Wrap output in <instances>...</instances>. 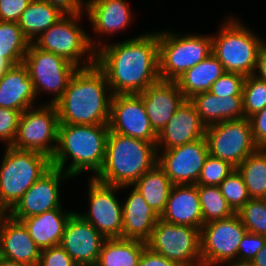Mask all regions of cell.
<instances>
[{"mask_svg": "<svg viewBox=\"0 0 266 266\" xmlns=\"http://www.w3.org/2000/svg\"><path fill=\"white\" fill-rule=\"evenodd\" d=\"M95 64L104 72L112 94H140L160 80L158 34L100 48Z\"/></svg>", "mask_w": 266, "mask_h": 266, "instance_id": "6da1fadb", "label": "cell"}, {"mask_svg": "<svg viewBox=\"0 0 266 266\" xmlns=\"http://www.w3.org/2000/svg\"><path fill=\"white\" fill-rule=\"evenodd\" d=\"M95 56L74 73L62 97L55 103L59 123L109 124L112 94L105 98L104 86L105 83L108 86V82L104 72L95 64Z\"/></svg>", "mask_w": 266, "mask_h": 266, "instance_id": "7a4b0ae2", "label": "cell"}, {"mask_svg": "<svg viewBox=\"0 0 266 266\" xmlns=\"http://www.w3.org/2000/svg\"><path fill=\"white\" fill-rule=\"evenodd\" d=\"M156 147L157 145L152 142L110 131L105 161L95 179L120 187L133 185L157 164Z\"/></svg>", "mask_w": 266, "mask_h": 266, "instance_id": "3957f363", "label": "cell"}, {"mask_svg": "<svg viewBox=\"0 0 266 266\" xmlns=\"http://www.w3.org/2000/svg\"><path fill=\"white\" fill-rule=\"evenodd\" d=\"M109 132V124L59 123L58 144L60 146L57 145L51 158L52 166L63 171L67 156L71 155L73 162L67 174L73 176L87 169L94 170L98 174L105 161Z\"/></svg>", "mask_w": 266, "mask_h": 266, "instance_id": "277c9868", "label": "cell"}, {"mask_svg": "<svg viewBox=\"0 0 266 266\" xmlns=\"http://www.w3.org/2000/svg\"><path fill=\"white\" fill-rule=\"evenodd\" d=\"M7 147L0 170V216L6 209L12 210L23 194L52 167L51 158L43 153Z\"/></svg>", "mask_w": 266, "mask_h": 266, "instance_id": "5b68a950", "label": "cell"}, {"mask_svg": "<svg viewBox=\"0 0 266 266\" xmlns=\"http://www.w3.org/2000/svg\"><path fill=\"white\" fill-rule=\"evenodd\" d=\"M212 53V37L158 34L160 80L176 81L182 74Z\"/></svg>", "mask_w": 266, "mask_h": 266, "instance_id": "8992f818", "label": "cell"}, {"mask_svg": "<svg viewBox=\"0 0 266 266\" xmlns=\"http://www.w3.org/2000/svg\"><path fill=\"white\" fill-rule=\"evenodd\" d=\"M234 21L225 24L219 36L212 38V53L226 72L254 75L258 52L263 45L259 38Z\"/></svg>", "mask_w": 266, "mask_h": 266, "instance_id": "52a82bcc", "label": "cell"}, {"mask_svg": "<svg viewBox=\"0 0 266 266\" xmlns=\"http://www.w3.org/2000/svg\"><path fill=\"white\" fill-rule=\"evenodd\" d=\"M205 138L209 155L227 161L235 168L259 149L247 117L207 126Z\"/></svg>", "mask_w": 266, "mask_h": 266, "instance_id": "ba28073f", "label": "cell"}, {"mask_svg": "<svg viewBox=\"0 0 266 266\" xmlns=\"http://www.w3.org/2000/svg\"><path fill=\"white\" fill-rule=\"evenodd\" d=\"M146 243L153 252L180 266H193L194 258L199 261L197 265L202 266L200 229L176 225L160 218Z\"/></svg>", "mask_w": 266, "mask_h": 266, "instance_id": "9c48e42d", "label": "cell"}, {"mask_svg": "<svg viewBox=\"0 0 266 266\" xmlns=\"http://www.w3.org/2000/svg\"><path fill=\"white\" fill-rule=\"evenodd\" d=\"M29 71L35 94L42 86L45 90L55 92V104L65 92L70 79L77 71V66L64 57L47 52L30 43L23 62Z\"/></svg>", "mask_w": 266, "mask_h": 266, "instance_id": "30bf717a", "label": "cell"}, {"mask_svg": "<svg viewBox=\"0 0 266 266\" xmlns=\"http://www.w3.org/2000/svg\"><path fill=\"white\" fill-rule=\"evenodd\" d=\"M59 118L55 104L44 109L24 110L19 120L16 138L11 145L20 150L36 151L52 158L57 145L48 146L50 141L58 142Z\"/></svg>", "mask_w": 266, "mask_h": 266, "instance_id": "8fae6325", "label": "cell"}, {"mask_svg": "<svg viewBox=\"0 0 266 266\" xmlns=\"http://www.w3.org/2000/svg\"><path fill=\"white\" fill-rule=\"evenodd\" d=\"M246 232L237 213L225 219L204 223L200 230L202 266L236 257Z\"/></svg>", "mask_w": 266, "mask_h": 266, "instance_id": "7c38bea8", "label": "cell"}, {"mask_svg": "<svg viewBox=\"0 0 266 266\" xmlns=\"http://www.w3.org/2000/svg\"><path fill=\"white\" fill-rule=\"evenodd\" d=\"M109 130L157 145V134L150 125L140 94L112 95Z\"/></svg>", "mask_w": 266, "mask_h": 266, "instance_id": "4fadbf2b", "label": "cell"}, {"mask_svg": "<svg viewBox=\"0 0 266 266\" xmlns=\"http://www.w3.org/2000/svg\"><path fill=\"white\" fill-rule=\"evenodd\" d=\"M208 155V145L204 137L165 150L157 164L165 171L173 185H188L192 182L196 184Z\"/></svg>", "mask_w": 266, "mask_h": 266, "instance_id": "5bb4252c", "label": "cell"}, {"mask_svg": "<svg viewBox=\"0 0 266 266\" xmlns=\"http://www.w3.org/2000/svg\"><path fill=\"white\" fill-rule=\"evenodd\" d=\"M119 188L93 178L89 190L91 210L88 215H81L106 239L122 238L123 207L114 196Z\"/></svg>", "mask_w": 266, "mask_h": 266, "instance_id": "9a60e30c", "label": "cell"}, {"mask_svg": "<svg viewBox=\"0 0 266 266\" xmlns=\"http://www.w3.org/2000/svg\"><path fill=\"white\" fill-rule=\"evenodd\" d=\"M69 16L70 18L63 16L42 32L34 45L41 50L62 56L77 66L81 54L90 50L93 42L73 22V19L79 18L80 14H70Z\"/></svg>", "mask_w": 266, "mask_h": 266, "instance_id": "2e32d148", "label": "cell"}, {"mask_svg": "<svg viewBox=\"0 0 266 266\" xmlns=\"http://www.w3.org/2000/svg\"><path fill=\"white\" fill-rule=\"evenodd\" d=\"M105 239L81 215L72 212L60 245L78 266H95Z\"/></svg>", "mask_w": 266, "mask_h": 266, "instance_id": "e0dca14e", "label": "cell"}, {"mask_svg": "<svg viewBox=\"0 0 266 266\" xmlns=\"http://www.w3.org/2000/svg\"><path fill=\"white\" fill-rule=\"evenodd\" d=\"M51 167L22 196L9 215L18 221L59 207L58 183L60 177L70 176ZM62 175V176H61Z\"/></svg>", "mask_w": 266, "mask_h": 266, "instance_id": "ac0fdd59", "label": "cell"}, {"mask_svg": "<svg viewBox=\"0 0 266 266\" xmlns=\"http://www.w3.org/2000/svg\"><path fill=\"white\" fill-rule=\"evenodd\" d=\"M150 125L159 134L185 100L176 81L159 80L140 93Z\"/></svg>", "mask_w": 266, "mask_h": 266, "instance_id": "d6986e66", "label": "cell"}, {"mask_svg": "<svg viewBox=\"0 0 266 266\" xmlns=\"http://www.w3.org/2000/svg\"><path fill=\"white\" fill-rule=\"evenodd\" d=\"M0 216V257L37 266L41 249L31 238L27 228L21 221ZM3 219V220H2Z\"/></svg>", "mask_w": 266, "mask_h": 266, "instance_id": "ffe728a7", "label": "cell"}, {"mask_svg": "<svg viewBox=\"0 0 266 266\" xmlns=\"http://www.w3.org/2000/svg\"><path fill=\"white\" fill-rule=\"evenodd\" d=\"M206 128L193 103L185 99L161 132L157 134V144L163 140L166 150L185 145L204 138Z\"/></svg>", "mask_w": 266, "mask_h": 266, "instance_id": "44dd1931", "label": "cell"}, {"mask_svg": "<svg viewBox=\"0 0 266 266\" xmlns=\"http://www.w3.org/2000/svg\"><path fill=\"white\" fill-rule=\"evenodd\" d=\"M160 218L169 223L201 230L204 223L197 185H173Z\"/></svg>", "mask_w": 266, "mask_h": 266, "instance_id": "7402d4cb", "label": "cell"}, {"mask_svg": "<svg viewBox=\"0 0 266 266\" xmlns=\"http://www.w3.org/2000/svg\"><path fill=\"white\" fill-rule=\"evenodd\" d=\"M122 207V238L147 242L160 215L147 204L135 188Z\"/></svg>", "mask_w": 266, "mask_h": 266, "instance_id": "603a6c76", "label": "cell"}, {"mask_svg": "<svg viewBox=\"0 0 266 266\" xmlns=\"http://www.w3.org/2000/svg\"><path fill=\"white\" fill-rule=\"evenodd\" d=\"M36 96L28 68L24 63L13 65L0 78V107L23 112Z\"/></svg>", "mask_w": 266, "mask_h": 266, "instance_id": "cb8c5ba5", "label": "cell"}, {"mask_svg": "<svg viewBox=\"0 0 266 266\" xmlns=\"http://www.w3.org/2000/svg\"><path fill=\"white\" fill-rule=\"evenodd\" d=\"M189 100L206 126L244 118L242 96L218 97L206 91L194 95Z\"/></svg>", "mask_w": 266, "mask_h": 266, "instance_id": "d4e9b609", "label": "cell"}, {"mask_svg": "<svg viewBox=\"0 0 266 266\" xmlns=\"http://www.w3.org/2000/svg\"><path fill=\"white\" fill-rule=\"evenodd\" d=\"M60 208L22 219L31 238L42 250L60 245L66 223L72 213L63 214Z\"/></svg>", "mask_w": 266, "mask_h": 266, "instance_id": "484cf974", "label": "cell"}, {"mask_svg": "<svg viewBox=\"0 0 266 266\" xmlns=\"http://www.w3.org/2000/svg\"><path fill=\"white\" fill-rule=\"evenodd\" d=\"M226 71L218 58L211 53L197 65L186 70L176 82L185 99L209 91L211 85Z\"/></svg>", "mask_w": 266, "mask_h": 266, "instance_id": "4316f807", "label": "cell"}, {"mask_svg": "<svg viewBox=\"0 0 266 266\" xmlns=\"http://www.w3.org/2000/svg\"><path fill=\"white\" fill-rule=\"evenodd\" d=\"M86 6L95 31L110 33L129 23L130 13L123 0H92Z\"/></svg>", "mask_w": 266, "mask_h": 266, "instance_id": "83f0119b", "label": "cell"}, {"mask_svg": "<svg viewBox=\"0 0 266 266\" xmlns=\"http://www.w3.org/2000/svg\"><path fill=\"white\" fill-rule=\"evenodd\" d=\"M146 242L134 239H105L95 266H138Z\"/></svg>", "mask_w": 266, "mask_h": 266, "instance_id": "f1b7e54d", "label": "cell"}, {"mask_svg": "<svg viewBox=\"0 0 266 266\" xmlns=\"http://www.w3.org/2000/svg\"><path fill=\"white\" fill-rule=\"evenodd\" d=\"M133 185H136L135 189L143 196L147 204L161 215L173 187L165 171L156 164Z\"/></svg>", "mask_w": 266, "mask_h": 266, "instance_id": "f546056e", "label": "cell"}, {"mask_svg": "<svg viewBox=\"0 0 266 266\" xmlns=\"http://www.w3.org/2000/svg\"><path fill=\"white\" fill-rule=\"evenodd\" d=\"M66 16L59 9L43 0H31L17 22L25 37L32 42L37 33L46 31Z\"/></svg>", "mask_w": 266, "mask_h": 266, "instance_id": "4dcf8cb0", "label": "cell"}, {"mask_svg": "<svg viewBox=\"0 0 266 266\" xmlns=\"http://www.w3.org/2000/svg\"><path fill=\"white\" fill-rule=\"evenodd\" d=\"M243 177L250 198H266V149H258L237 168Z\"/></svg>", "mask_w": 266, "mask_h": 266, "instance_id": "1f68e13d", "label": "cell"}, {"mask_svg": "<svg viewBox=\"0 0 266 266\" xmlns=\"http://www.w3.org/2000/svg\"><path fill=\"white\" fill-rule=\"evenodd\" d=\"M29 45L17 22L0 21V57L12 66L23 63Z\"/></svg>", "mask_w": 266, "mask_h": 266, "instance_id": "d6a6232c", "label": "cell"}, {"mask_svg": "<svg viewBox=\"0 0 266 266\" xmlns=\"http://www.w3.org/2000/svg\"><path fill=\"white\" fill-rule=\"evenodd\" d=\"M203 223L228 218L235 212L221 194L219 186L197 185Z\"/></svg>", "mask_w": 266, "mask_h": 266, "instance_id": "836d02e7", "label": "cell"}, {"mask_svg": "<svg viewBox=\"0 0 266 266\" xmlns=\"http://www.w3.org/2000/svg\"><path fill=\"white\" fill-rule=\"evenodd\" d=\"M244 117L249 118L266 106V82L256 75L246 76L242 90ZM247 113V114H246Z\"/></svg>", "mask_w": 266, "mask_h": 266, "instance_id": "e575fe53", "label": "cell"}, {"mask_svg": "<svg viewBox=\"0 0 266 266\" xmlns=\"http://www.w3.org/2000/svg\"><path fill=\"white\" fill-rule=\"evenodd\" d=\"M247 232L266 237V200L251 198L238 212Z\"/></svg>", "mask_w": 266, "mask_h": 266, "instance_id": "d590c367", "label": "cell"}, {"mask_svg": "<svg viewBox=\"0 0 266 266\" xmlns=\"http://www.w3.org/2000/svg\"><path fill=\"white\" fill-rule=\"evenodd\" d=\"M219 188L228 205L235 213L251 199L243 177L237 169L221 182Z\"/></svg>", "mask_w": 266, "mask_h": 266, "instance_id": "8d00e7d4", "label": "cell"}, {"mask_svg": "<svg viewBox=\"0 0 266 266\" xmlns=\"http://www.w3.org/2000/svg\"><path fill=\"white\" fill-rule=\"evenodd\" d=\"M235 169L229 162L208 155L196 185L219 186Z\"/></svg>", "mask_w": 266, "mask_h": 266, "instance_id": "74e56055", "label": "cell"}, {"mask_svg": "<svg viewBox=\"0 0 266 266\" xmlns=\"http://www.w3.org/2000/svg\"><path fill=\"white\" fill-rule=\"evenodd\" d=\"M245 76L235 72H225L219 77L209 90L218 97L242 96Z\"/></svg>", "mask_w": 266, "mask_h": 266, "instance_id": "f35d334b", "label": "cell"}, {"mask_svg": "<svg viewBox=\"0 0 266 266\" xmlns=\"http://www.w3.org/2000/svg\"><path fill=\"white\" fill-rule=\"evenodd\" d=\"M22 112L0 107V139L7 140L11 146L16 138Z\"/></svg>", "mask_w": 266, "mask_h": 266, "instance_id": "ab89813d", "label": "cell"}, {"mask_svg": "<svg viewBox=\"0 0 266 266\" xmlns=\"http://www.w3.org/2000/svg\"><path fill=\"white\" fill-rule=\"evenodd\" d=\"M37 266H78L61 245L42 249Z\"/></svg>", "mask_w": 266, "mask_h": 266, "instance_id": "60d3db41", "label": "cell"}, {"mask_svg": "<svg viewBox=\"0 0 266 266\" xmlns=\"http://www.w3.org/2000/svg\"><path fill=\"white\" fill-rule=\"evenodd\" d=\"M266 243V237L250 232H246L238 247V254L242 257L239 260L251 261L255 258L257 253L263 248ZM244 251V252H242Z\"/></svg>", "mask_w": 266, "mask_h": 266, "instance_id": "b9f144b4", "label": "cell"}, {"mask_svg": "<svg viewBox=\"0 0 266 266\" xmlns=\"http://www.w3.org/2000/svg\"><path fill=\"white\" fill-rule=\"evenodd\" d=\"M31 0H0V21L18 22Z\"/></svg>", "mask_w": 266, "mask_h": 266, "instance_id": "7bdbcfd3", "label": "cell"}, {"mask_svg": "<svg viewBox=\"0 0 266 266\" xmlns=\"http://www.w3.org/2000/svg\"><path fill=\"white\" fill-rule=\"evenodd\" d=\"M249 119L255 144L259 149H266V106Z\"/></svg>", "mask_w": 266, "mask_h": 266, "instance_id": "ee69618b", "label": "cell"}, {"mask_svg": "<svg viewBox=\"0 0 266 266\" xmlns=\"http://www.w3.org/2000/svg\"><path fill=\"white\" fill-rule=\"evenodd\" d=\"M138 266H180L178 263L168 260L166 257L153 252L149 247H145L140 257Z\"/></svg>", "mask_w": 266, "mask_h": 266, "instance_id": "f6af8a7d", "label": "cell"}, {"mask_svg": "<svg viewBox=\"0 0 266 266\" xmlns=\"http://www.w3.org/2000/svg\"><path fill=\"white\" fill-rule=\"evenodd\" d=\"M43 1L50 3L65 15L80 14L81 12L80 6L81 3H83L81 0H43Z\"/></svg>", "mask_w": 266, "mask_h": 266, "instance_id": "bcb514c9", "label": "cell"}, {"mask_svg": "<svg viewBox=\"0 0 266 266\" xmlns=\"http://www.w3.org/2000/svg\"><path fill=\"white\" fill-rule=\"evenodd\" d=\"M256 67L259 68L260 75L257 77L260 80L266 82V45L263 44L258 52V58L256 62Z\"/></svg>", "mask_w": 266, "mask_h": 266, "instance_id": "7dc6e473", "label": "cell"}, {"mask_svg": "<svg viewBox=\"0 0 266 266\" xmlns=\"http://www.w3.org/2000/svg\"><path fill=\"white\" fill-rule=\"evenodd\" d=\"M254 266H266V243L252 260Z\"/></svg>", "mask_w": 266, "mask_h": 266, "instance_id": "c3c4849f", "label": "cell"}, {"mask_svg": "<svg viewBox=\"0 0 266 266\" xmlns=\"http://www.w3.org/2000/svg\"><path fill=\"white\" fill-rule=\"evenodd\" d=\"M0 266H34L26 263H19L0 257Z\"/></svg>", "mask_w": 266, "mask_h": 266, "instance_id": "681fc988", "label": "cell"}, {"mask_svg": "<svg viewBox=\"0 0 266 266\" xmlns=\"http://www.w3.org/2000/svg\"><path fill=\"white\" fill-rule=\"evenodd\" d=\"M12 67V65L3 57H0V78Z\"/></svg>", "mask_w": 266, "mask_h": 266, "instance_id": "f907efd6", "label": "cell"}, {"mask_svg": "<svg viewBox=\"0 0 266 266\" xmlns=\"http://www.w3.org/2000/svg\"><path fill=\"white\" fill-rule=\"evenodd\" d=\"M232 266H254L251 261L237 260V263Z\"/></svg>", "mask_w": 266, "mask_h": 266, "instance_id": "816d5d0a", "label": "cell"}]
</instances>
